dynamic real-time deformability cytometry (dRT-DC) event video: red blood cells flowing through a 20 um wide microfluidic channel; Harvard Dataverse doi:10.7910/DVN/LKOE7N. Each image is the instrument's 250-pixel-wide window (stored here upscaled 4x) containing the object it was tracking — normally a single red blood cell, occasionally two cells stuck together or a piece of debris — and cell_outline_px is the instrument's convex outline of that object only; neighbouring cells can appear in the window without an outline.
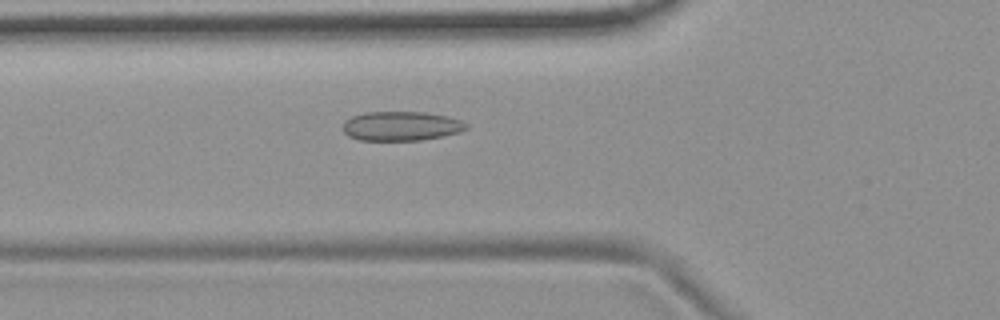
{"species": "common noctule bat (a hibernating species)", "species_latin": "Nyctalus noctula", "temperature_condition": "room temperature", "stored_images_in_passage": 55, "camera_frame_rate_fps": 3000, "um_per_image_px": 0.085, "animal": {"sex": "female", "body_mass_g": 19.9}, "frame": {"image": 1, "passage_image": 20, "time_ms": 6.333, "image_size_px": [1000, 320], "cell_outline_px": [[468, 128], [460, 132], [420, 140], [360, 140], [348, 136], [340, 128], [344, 120], [352, 116], [364, 112], [424, 112], [448, 116], [460, 120], [468, 124]], "centroid_in_image_um": [34.05, 10.71], "position_along_channel_um": 91.7, "area_um2": 21.21}}
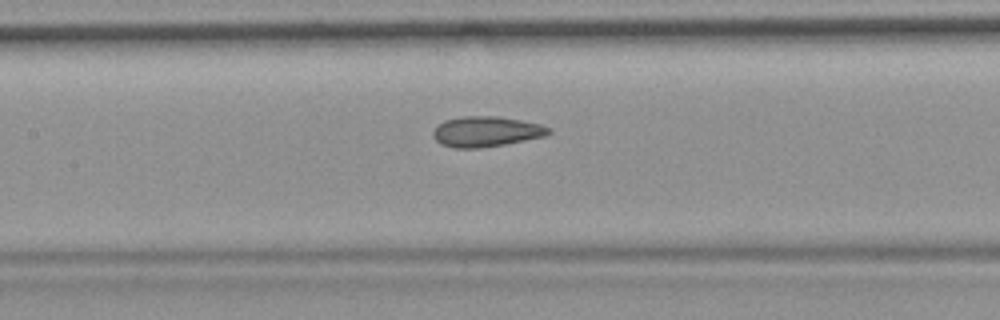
{"frame": {"image": 2, "passage_image": 26, "time_ms": 8.333, "image_size_px": [1000, 320], "cell_outline_px": [[552, 132], [544, 136], [504, 144], [476, 148], [456, 148], [440, 144], [432, 136], [432, 132], [436, 124], [444, 120], [460, 116], [496, 116], [520, 120], [540, 124], [552, 128]], "centroid_in_image_um": [41.28, 11.17], "position_along_channel_um": 166.1, "area_um2": 20.52}}
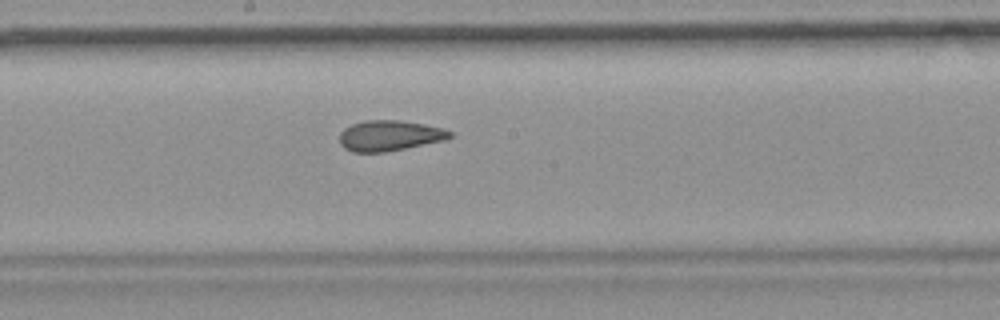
{"frame": {"image": 3, "passage_image": 30, "time_ms": 9.667, "image_size_px": [1000, 320], "cell_outline_px": [[452, 136], [444, 140], [384, 152], [352, 152], [344, 148], [340, 144], [340, 132], [344, 128], [352, 124], [364, 120], [400, 120], [424, 124], [444, 128], [452, 132]], "centroid_in_image_um": [33.09, 11.52], "position_along_channel_um": 215.1, "area_um2": 19.59}, "authors_computed_cell_mechanics": {"area_um2": 20.808, "velocity_mm_per_s": 3.6979, "shape_relaxation_time_tau1_ms": null, "shape_relaxation_time_tau2_ms": 1.9259, "deformation_change_tau1": null, "deformation_change_tau2": 0.0731}}